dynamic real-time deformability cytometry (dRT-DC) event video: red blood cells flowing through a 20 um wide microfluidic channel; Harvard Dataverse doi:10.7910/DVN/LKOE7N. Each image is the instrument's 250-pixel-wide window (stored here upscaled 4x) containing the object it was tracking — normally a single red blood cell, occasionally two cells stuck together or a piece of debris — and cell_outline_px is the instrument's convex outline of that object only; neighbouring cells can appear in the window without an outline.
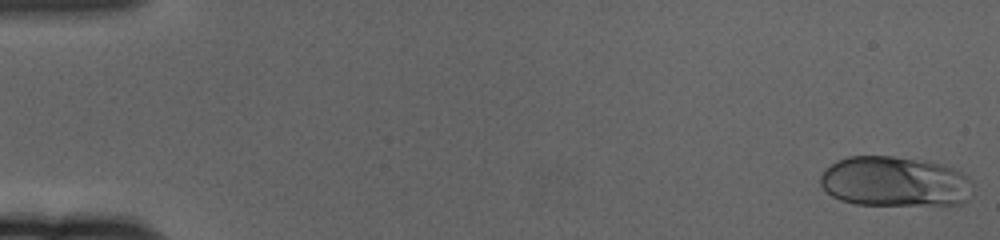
{"species": "human", "species_latin": "Homo sapiens", "temperature_condition": "cold", "stored_images_in_passage": 60, "camera_frame_rate_fps": 3000, "um_per_image_px": 0.085, "donor": {"sex": "female"}, "frame": {"image": 1, "passage_image": 1, "time_ms": 0.0, "image_size_px": [1000, 240], "cell_outline_px": [[972, 196], [964, 204], [856, 204], [840, 200], [824, 192], [820, 184], [820, 176], [836, 160], [848, 156], [892, 156], [928, 160], [944, 164], [960, 172], [972, 180]], "centroid_in_image_um": [76.08, 15.43], "position_along_channel_um": 8.9, "area_um2": 44.97}}
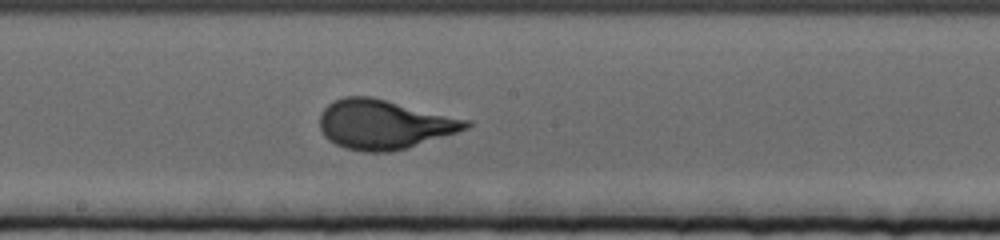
{"frame": {"image": 2, "passage_image": 33, "time_ms": 10.667, "image_size_px": [1000, 240], "cell_outline_px": [[472, 124], [468, 128], [408, 148], [388, 152], [364, 152], [344, 148], [328, 140], [324, 136], [320, 128], [320, 112], [332, 100], [344, 96], [372, 96], [472, 120]], "centroid_in_image_um": [32.64, 10.56], "position_along_channel_um": 215.6, "area_um2": 42.48}}
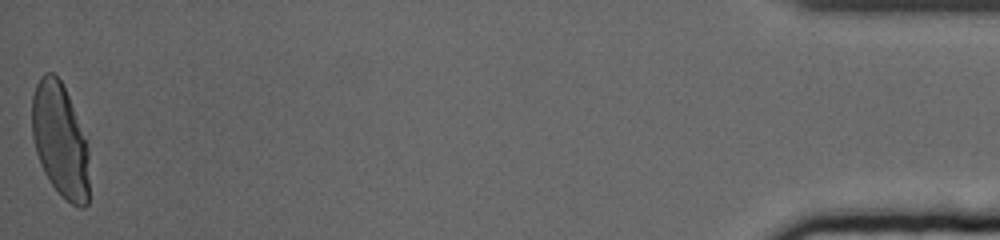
{"frame": {"image": 3, "passage_image": 60, "time_ms": 19.667, "image_size_px": [1000, 240], "cell_outline_px": [[88, 204], [84, 208], [80, 208], [72, 204], [52, 184], [44, 172], [40, 164], [36, 152], [32, 136], [32, 96], [36, 84], [40, 76], [44, 72], [52, 72], [60, 80], [88, 132]], "centroid_in_image_um": [5.14, 11.87], "position_along_channel_um": 430.1, "area_um2": 38.73}, "authors_computed_cell_mechanics": {"area_um2": 40.2288, "velocity_mm_per_s": 3.361, "shape_relaxation_time_tau1_ms": 3.6094, "shape_relaxation_time_tau2_ms": null, "deformation_change_tau1": 0.2, "deformation_change_tau2": null}}